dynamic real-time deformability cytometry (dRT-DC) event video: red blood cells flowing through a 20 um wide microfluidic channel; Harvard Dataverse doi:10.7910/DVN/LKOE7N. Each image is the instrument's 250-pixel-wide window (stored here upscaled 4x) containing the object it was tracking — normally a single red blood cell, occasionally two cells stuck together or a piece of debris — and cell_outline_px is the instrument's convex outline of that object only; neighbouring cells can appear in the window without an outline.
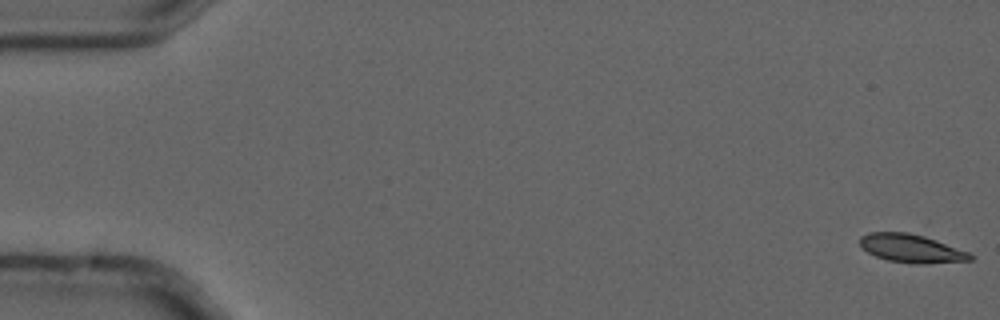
{"species": "common noctule bat (a hibernating species)", "species_latin": "Nyctalus noctula", "temperature_condition": "cold", "stored_images_in_passage": 4, "camera_frame_rate_fps": 3000, "um_per_image_px": 0.085, "animal": {"sex": "male", "forearm_length_mm": 52.5}, "frame": {"image": 1, "passage_image": 1, "time_ms": 0.0, "image_size_px": [1000, 320], "cell_outline_px": [[976, 256], [972, 260], [924, 264], [916, 264], [888, 260], [876, 256], [860, 248], [860, 236], [868, 232], [908, 232], [924, 236], [936, 240], [968, 252]], "centroid_in_image_um": [77.45, 21.11], "position_along_channel_um": 7.6, "area_um2": 18.26}}